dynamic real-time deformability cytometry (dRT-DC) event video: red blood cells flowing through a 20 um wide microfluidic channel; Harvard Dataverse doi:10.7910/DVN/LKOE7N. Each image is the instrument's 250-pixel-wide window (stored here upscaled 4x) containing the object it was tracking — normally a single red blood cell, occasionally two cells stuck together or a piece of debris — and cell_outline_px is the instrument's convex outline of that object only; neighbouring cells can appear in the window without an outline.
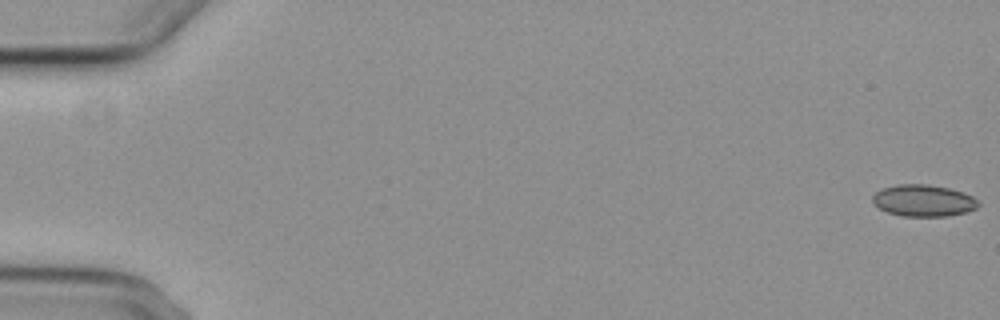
{"species": "common noctule bat (a hibernating species)", "species_latin": "Nyctalus noctula", "temperature_condition": "cold", "stored_images_in_passage": 8, "camera_frame_rate_fps": 3000, "um_per_image_px": 0.085, "animal": {"sex": "female", "body_mass_g": 29.2, "forearm_length_mm": 56.3}, "frame": {"image": 1, "passage_image": 1, "time_ms": 0.0, "image_size_px": [1000, 320], "cell_outline_px": [[980, 204], [976, 208], [964, 212], [948, 216], [900, 216], [888, 212], [872, 204], [872, 196], [880, 188], [896, 184], [928, 184], [948, 188], [972, 196]], "centroid_in_image_um": [78.43, 17.04], "position_along_channel_um": 6.6, "area_um2": 19.54}}
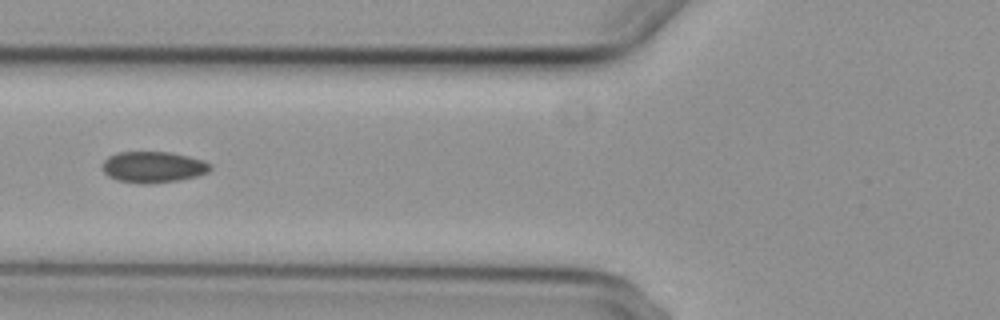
{"frame": {"image": 2, "passage_image": 7, "time_ms": 7.333, "image_size_px": [1000, 320], "cell_outline_px": [[212, 168], [208, 172], [196, 176], [180, 180], [148, 184], [140, 184], [116, 180], [108, 176], [100, 168], [104, 160], [108, 156], [120, 152], [172, 152], [204, 160], [212, 164]], "centroid_in_image_um": [13.01, 14.2], "position_along_channel_um": 112.8, "area_um2": 19.88}}
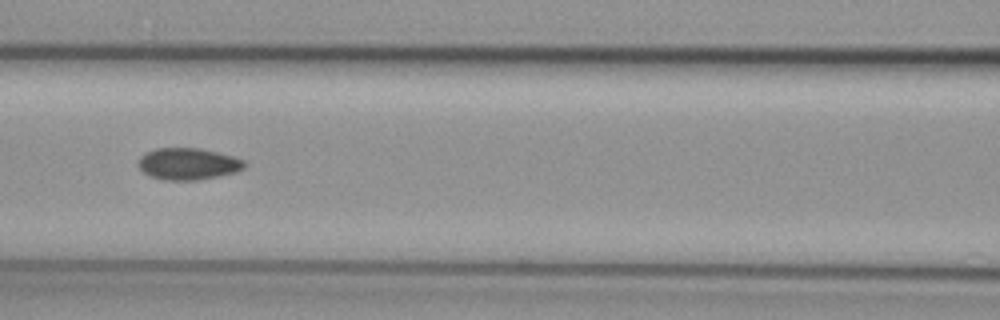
{"frame": {"image": 3, "passage_image": 8, "time_ms": 8.333, "image_size_px": [1000, 320], "cell_outline_px": [[244, 168], [236, 172], [200, 180], [160, 180], [144, 172], [140, 168], [140, 156], [156, 148], [200, 148], [232, 156], [244, 160]], "centroid_in_image_um": [16.0, 13.93], "position_along_channel_um": 150.6, "area_um2": 19.42}}